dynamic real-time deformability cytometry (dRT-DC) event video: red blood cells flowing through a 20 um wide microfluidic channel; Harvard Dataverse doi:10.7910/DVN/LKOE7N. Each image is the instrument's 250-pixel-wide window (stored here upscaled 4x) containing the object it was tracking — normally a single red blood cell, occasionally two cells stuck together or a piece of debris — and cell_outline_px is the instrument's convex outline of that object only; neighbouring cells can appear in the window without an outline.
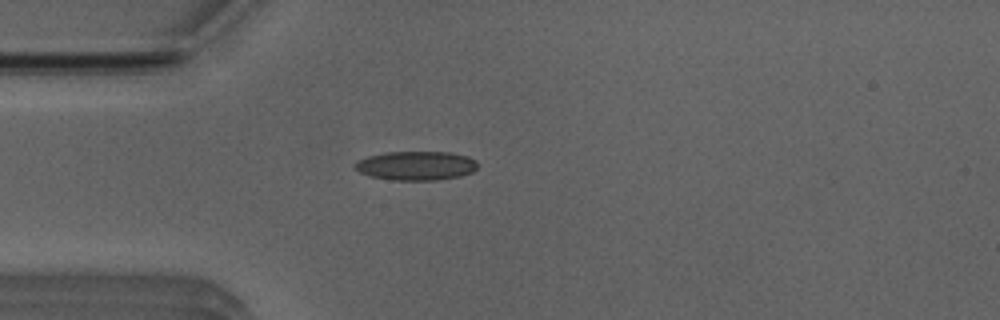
{"species": "Egyptian fruit bat (a non-hibernating species)", "species_latin": "Rousettus aegyptiacus", "temperature_condition": "room temperature", "stored_images_in_passage": 39, "camera_frame_rate_fps": 3000, "um_per_image_px": 0.085, "animal": {"sex": "male"}, "frame": {"image": 1, "passage_image": 1, "time_ms": 0.0, "image_size_px": [1000, 320], "cell_outline_px": [[480, 164], [472, 172], [460, 176], [436, 180], [392, 180], [372, 176], [360, 172], [352, 164], [356, 160], [368, 156], [384, 152], [452, 152], [468, 156], [476, 160]], "centroid_in_image_um": [35.39, 14.07], "position_along_channel_um": 49.6, "area_um2": 20.92}}
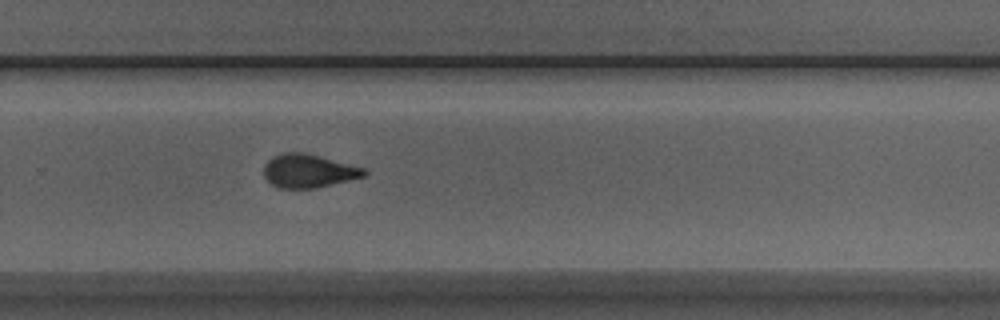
{"frame": {"image": 2, "passage_image": 21, "time_ms": 6.667, "image_size_px": [1000, 320], "cell_outline_px": [[368, 172], [364, 176], [316, 188], [280, 188], [272, 184], [264, 176], [264, 164], [272, 156], [284, 152], [304, 152], [364, 168]], "centroid_in_image_um": [26.19, 14.52], "position_along_channel_um": 303.6, "area_um2": 19.36}}
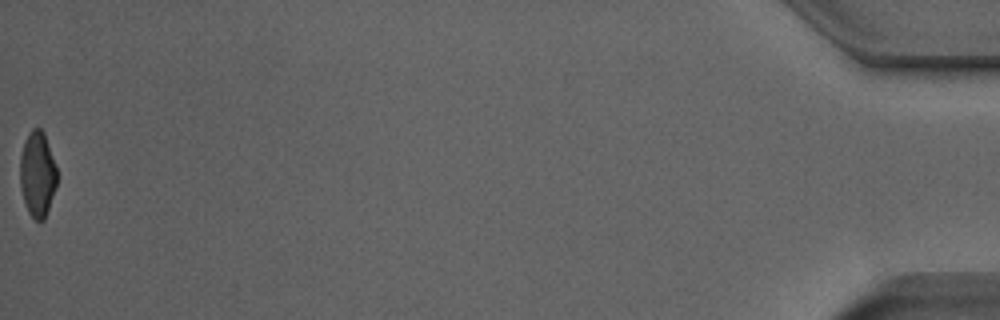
{"frame": {"image": 3, "passage_image": 39, "time_ms": 12.667, "image_size_px": [1000, 320], "cell_outline_px": [[56, 188], [44, 220], [36, 220], [28, 212], [20, 188], [20, 156], [24, 140], [28, 132], [32, 128], [40, 128], [44, 132], [56, 168]], "centroid_in_image_um": [3.16, 14.78], "position_along_channel_um": 432.0, "area_um2": 18.32}, "authors_computed_cell_mechanics": {"area_um2": 19.7676, "velocity_mm_per_s": 3.9463, "shape_relaxation_time_tau1_ms": 5.7317, "shape_relaxation_time_tau2_ms": 1.9647, "deformation_change_tau1": 0.173, "deformation_change_tau2": 0.0837}}